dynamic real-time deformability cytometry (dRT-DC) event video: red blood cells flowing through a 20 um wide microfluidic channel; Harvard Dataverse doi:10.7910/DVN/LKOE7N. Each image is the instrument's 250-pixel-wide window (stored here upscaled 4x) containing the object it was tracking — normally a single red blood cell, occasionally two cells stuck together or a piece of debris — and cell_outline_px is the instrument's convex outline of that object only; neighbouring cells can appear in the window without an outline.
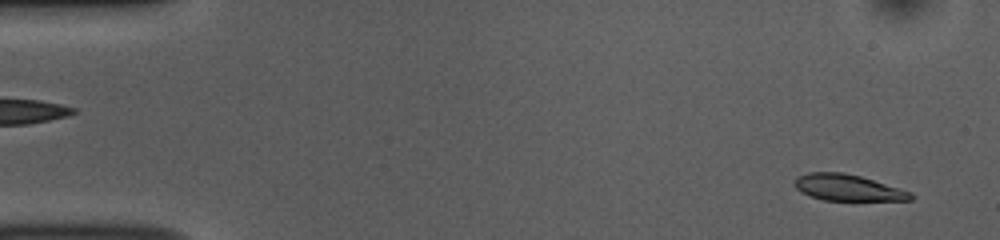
{"species": "common noctule bat (a hibernating species)", "species_latin": "Nyctalus noctula", "temperature_condition": "room temperature", "stored_images_in_passage": 51, "camera_frame_rate_fps": 3000, "um_per_image_px": 0.085, "animal": {"sex": "female", "body_mass_g": 10.0, "forearm_length_mm": 53.1}, "frame": {"image": 1, "passage_image": 2, "time_ms": 0.333, "image_size_px": [1000, 240], "cell_outline_px": [[916, 196], [912, 200], [824, 200], [800, 192], [796, 188], [796, 176], [808, 172], [844, 172], [860, 176], [912, 192]], "centroid_in_image_um": [72.08, 15.94], "position_along_channel_um": 12.9, "area_um2": 17.69}}
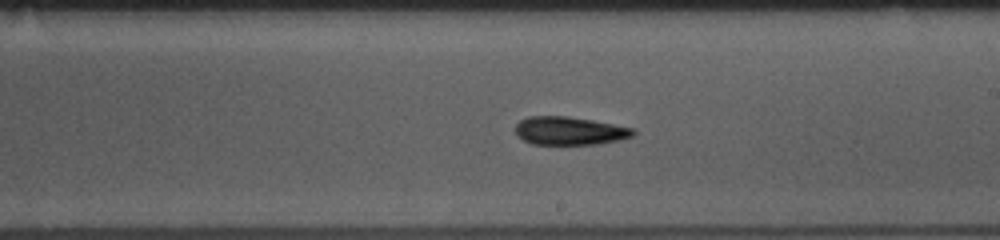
{"frame": {"image": 2, "passage_image": 29, "time_ms": 9.333, "image_size_px": [1000, 240], "cell_outline_px": [[636, 132], [632, 136], [620, 140], [600, 144], [532, 144], [516, 136], [516, 124], [520, 120], [528, 116], [568, 116], [592, 120], [636, 128]], "centroid_in_image_um": [48.43, 11.12], "position_along_channel_um": 240.6, "area_um2": 19.54}}
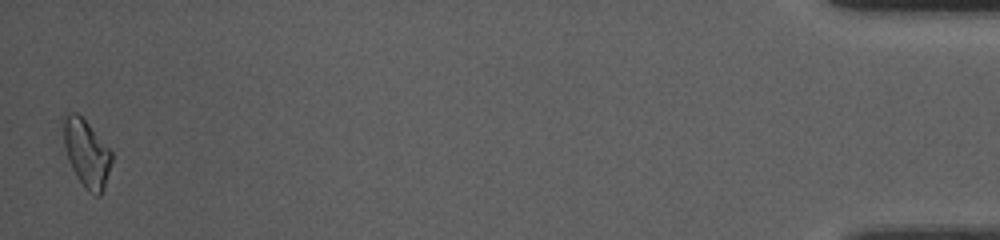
{"frame": {"image": 3, "passage_image": 51, "time_ms": 16.667, "image_size_px": [1000, 240], "cell_outline_px": [[112, 160], [104, 188], [100, 196], [96, 196], [88, 192], [76, 176], [68, 160], [64, 144], [60, 120], [60, 116], [64, 108], [76, 112], [88, 124], [112, 152]], "centroid_in_image_um": [7.28, 12.94], "position_along_channel_um": 427.9, "area_um2": 19.42}, "authors_computed_cell_mechanics": {"area_um2": 19.0162, "velocity_mm_per_s": 3.7782, "shape_relaxation_time_tau1_ms": 4.0721, "shape_relaxation_time_tau2_ms": 11.1812, "deformation_change_tau1": 0.1328, "deformation_change_tau2": 0.1865}}